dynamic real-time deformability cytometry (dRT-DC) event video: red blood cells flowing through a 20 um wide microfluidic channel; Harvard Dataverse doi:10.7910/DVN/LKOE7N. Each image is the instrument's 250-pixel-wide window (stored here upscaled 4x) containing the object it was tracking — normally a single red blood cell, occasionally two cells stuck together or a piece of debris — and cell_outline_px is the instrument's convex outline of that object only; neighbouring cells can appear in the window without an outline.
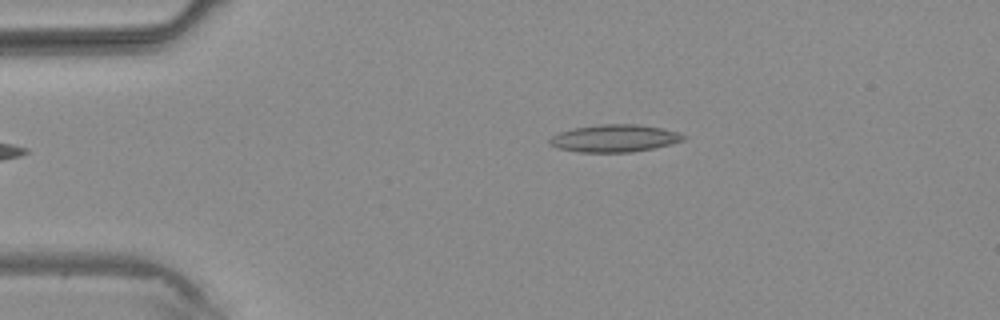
{"species": "common noctule bat (a hibernating species)", "species_latin": "Nyctalus noctula", "temperature_condition": "warm", "stored_images_in_passage": 2, "camera_frame_rate_fps": 3000, "um_per_image_px": 0.085, "animal": {"sex": "male", "body_mass_g": 20.4}, "frame": {"image": 1, "passage_image": 2, "time_ms": 1.333, "image_size_px": [1000, 320], "cell_outline_px": [[688, 136], [684, 140], [672, 144], [632, 152], [580, 152], [556, 148], [548, 144], [548, 140], [552, 136], [560, 132], [572, 128], [600, 124], [636, 124], [664, 128]], "centroid_in_image_um": [52.22, 11.75], "position_along_channel_um": 32.8, "area_um2": 21.5}}